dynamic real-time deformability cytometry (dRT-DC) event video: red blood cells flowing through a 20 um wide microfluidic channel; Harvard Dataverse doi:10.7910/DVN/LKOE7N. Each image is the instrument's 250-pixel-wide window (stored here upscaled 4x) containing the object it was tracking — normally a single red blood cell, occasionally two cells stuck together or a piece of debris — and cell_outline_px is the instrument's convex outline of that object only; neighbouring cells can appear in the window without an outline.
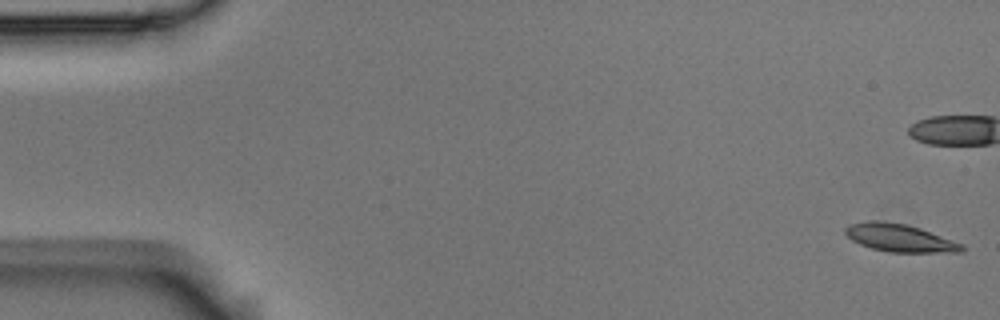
{"species": "Egyptian fruit bat (a non-hibernating species)", "species_latin": "Rousettus aegyptiacus", "temperature_condition": "room temperature", "stored_images_in_passage": 6, "camera_frame_rate_fps": 3000, "um_per_image_px": 0.085, "animal": {"sex": "male"}, "frame": {"image": 1, "passage_image": 1, "time_ms": 0.0, "image_size_px": [1000, 320], "cell_outline_px": [[964, 252], [888, 252], [872, 248], [860, 244], [852, 240], [844, 232], [844, 228], [848, 224], [868, 220], [876, 220], [904, 224], [920, 228], [964, 244]], "centroid_in_image_um": [76.46, 20.22], "position_along_channel_um": 8.5, "area_um2": 18.84}}
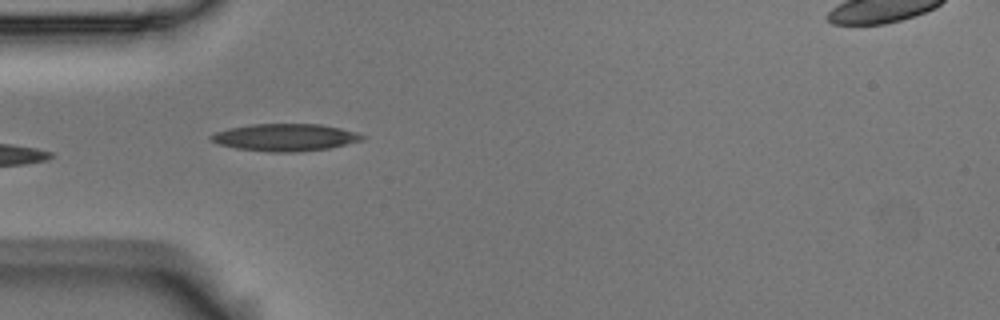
{"frame": {"image": 2, "passage_image": 5, "time_ms": 1.333, "image_size_px": [1000, 320], "cell_outline_px": [[368, 136], [364, 140], [328, 148], [296, 152], [272, 152], [236, 148], [220, 144], [208, 140], [208, 136], [216, 132], [228, 128], [252, 124], [320, 124], [340, 128], [356, 132]], "centroid_in_image_um": [24.24, 11.67], "position_along_channel_um": 60.8, "area_um2": 24.04}}
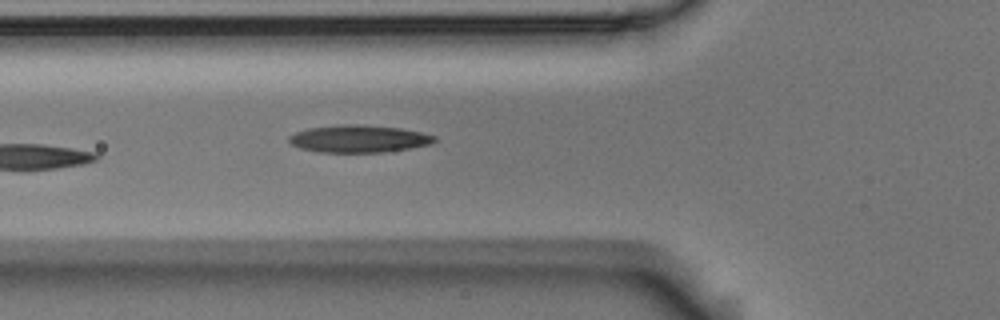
{"frame": {"image": 3, "passage_image": 6, "time_ms": 1.667, "image_size_px": [1000, 320], "cell_outline_px": [[436, 140], [432, 144], [384, 152], [320, 152], [300, 148], [292, 144], [288, 140], [288, 136], [296, 132], [308, 128], [340, 124], [360, 124], [400, 128], [420, 132], [436, 136]], "centroid_in_image_um": [30.49, 11.79], "position_along_channel_um": 95.3, "area_um2": 23.18}}